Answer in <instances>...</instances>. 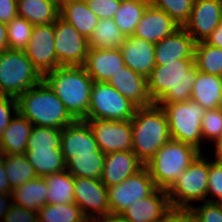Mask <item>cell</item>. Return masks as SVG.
<instances>
[{
	"mask_svg": "<svg viewBox=\"0 0 222 222\" xmlns=\"http://www.w3.org/2000/svg\"><path fill=\"white\" fill-rule=\"evenodd\" d=\"M222 0H194L192 12L183 28L194 41H205L219 26Z\"/></svg>",
	"mask_w": 222,
	"mask_h": 222,
	"instance_id": "9a60e30c",
	"label": "cell"
},
{
	"mask_svg": "<svg viewBox=\"0 0 222 222\" xmlns=\"http://www.w3.org/2000/svg\"><path fill=\"white\" fill-rule=\"evenodd\" d=\"M34 26L25 18L15 17L7 24L9 49L25 50L30 41Z\"/></svg>",
	"mask_w": 222,
	"mask_h": 222,
	"instance_id": "8d00e7d4",
	"label": "cell"
},
{
	"mask_svg": "<svg viewBox=\"0 0 222 222\" xmlns=\"http://www.w3.org/2000/svg\"><path fill=\"white\" fill-rule=\"evenodd\" d=\"M194 59H178L156 65L147 79V89L154 104L186 102L197 75Z\"/></svg>",
	"mask_w": 222,
	"mask_h": 222,
	"instance_id": "6da1fadb",
	"label": "cell"
},
{
	"mask_svg": "<svg viewBox=\"0 0 222 222\" xmlns=\"http://www.w3.org/2000/svg\"><path fill=\"white\" fill-rule=\"evenodd\" d=\"M12 111L14 115L18 113L17 99L0 95V136L14 118Z\"/></svg>",
	"mask_w": 222,
	"mask_h": 222,
	"instance_id": "ee69618b",
	"label": "cell"
},
{
	"mask_svg": "<svg viewBox=\"0 0 222 222\" xmlns=\"http://www.w3.org/2000/svg\"><path fill=\"white\" fill-rule=\"evenodd\" d=\"M159 222H194V218L189 209L171 208Z\"/></svg>",
	"mask_w": 222,
	"mask_h": 222,
	"instance_id": "7dc6e473",
	"label": "cell"
},
{
	"mask_svg": "<svg viewBox=\"0 0 222 222\" xmlns=\"http://www.w3.org/2000/svg\"><path fill=\"white\" fill-rule=\"evenodd\" d=\"M12 204V193H0V222H2L1 220L4 219V216L10 210Z\"/></svg>",
	"mask_w": 222,
	"mask_h": 222,
	"instance_id": "681fc988",
	"label": "cell"
},
{
	"mask_svg": "<svg viewBox=\"0 0 222 222\" xmlns=\"http://www.w3.org/2000/svg\"><path fill=\"white\" fill-rule=\"evenodd\" d=\"M95 137L99 149L104 153L132 150L131 120L83 119Z\"/></svg>",
	"mask_w": 222,
	"mask_h": 222,
	"instance_id": "7c38bea8",
	"label": "cell"
},
{
	"mask_svg": "<svg viewBox=\"0 0 222 222\" xmlns=\"http://www.w3.org/2000/svg\"><path fill=\"white\" fill-rule=\"evenodd\" d=\"M2 222H38V213L13 203Z\"/></svg>",
	"mask_w": 222,
	"mask_h": 222,
	"instance_id": "f6af8a7d",
	"label": "cell"
},
{
	"mask_svg": "<svg viewBox=\"0 0 222 222\" xmlns=\"http://www.w3.org/2000/svg\"><path fill=\"white\" fill-rule=\"evenodd\" d=\"M167 190L156 189L121 214L128 222H159L171 209Z\"/></svg>",
	"mask_w": 222,
	"mask_h": 222,
	"instance_id": "ac0fdd59",
	"label": "cell"
},
{
	"mask_svg": "<svg viewBox=\"0 0 222 222\" xmlns=\"http://www.w3.org/2000/svg\"><path fill=\"white\" fill-rule=\"evenodd\" d=\"M157 105L166 114L171 139L193 145L202 151L201 120L206 109L192 99L186 102L157 103Z\"/></svg>",
	"mask_w": 222,
	"mask_h": 222,
	"instance_id": "52a82bcc",
	"label": "cell"
},
{
	"mask_svg": "<svg viewBox=\"0 0 222 222\" xmlns=\"http://www.w3.org/2000/svg\"><path fill=\"white\" fill-rule=\"evenodd\" d=\"M74 202L88 220L110 214L107 187L100 179L74 178Z\"/></svg>",
	"mask_w": 222,
	"mask_h": 222,
	"instance_id": "5bb4252c",
	"label": "cell"
},
{
	"mask_svg": "<svg viewBox=\"0 0 222 222\" xmlns=\"http://www.w3.org/2000/svg\"><path fill=\"white\" fill-rule=\"evenodd\" d=\"M107 83L138 107L154 104L148 93L147 79L127 66L120 68V71L112 75Z\"/></svg>",
	"mask_w": 222,
	"mask_h": 222,
	"instance_id": "603a6c76",
	"label": "cell"
},
{
	"mask_svg": "<svg viewBox=\"0 0 222 222\" xmlns=\"http://www.w3.org/2000/svg\"><path fill=\"white\" fill-rule=\"evenodd\" d=\"M38 213V222H86L80 207L74 203L45 204Z\"/></svg>",
	"mask_w": 222,
	"mask_h": 222,
	"instance_id": "d590c367",
	"label": "cell"
},
{
	"mask_svg": "<svg viewBox=\"0 0 222 222\" xmlns=\"http://www.w3.org/2000/svg\"><path fill=\"white\" fill-rule=\"evenodd\" d=\"M17 105L18 113L33 126L63 129L76 121L44 81L23 92Z\"/></svg>",
	"mask_w": 222,
	"mask_h": 222,
	"instance_id": "3957f363",
	"label": "cell"
},
{
	"mask_svg": "<svg viewBox=\"0 0 222 222\" xmlns=\"http://www.w3.org/2000/svg\"><path fill=\"white\" fill-rule=\"evenodd\" d=\"M220 23H222V5H221Z\"/></svg>",
	"mask_w": 222,
	"mask_h": 222,
	"instance_id": "11a10c76",
	"label": "cell"
},
{
	"mask_svg": "<svg viewBox=\"0 0 222 222\" xmlns=\"http://www.w3.org/2000/svg\"><path fill=\"white\" fill-rule=\"evenodd\" d=\"M60 17L71 24L87 39L93 33L99 18L88 7L85 0H60Z\"/></svg>",
	"mask_w": 222,
	"mask_h": 222,
	"instance_id": "cb8c5ba5",
	"label": "cell"
},
{
	"mask_svg": "<svg viewBox=\"0 0 222 222\" xmlns=\"http://www.w3.org/2000/svg\"><path fill=\"white\" fill-rule=\"evenodd\" d=\"M194 222H222V203L204 201L201 206L189 209Z\"/></svg>",
	"mask_w": 222,
	"mask_h": 222,
	"instance_id": "b9f144b4",
	"label": "cell"
},
{
	"mask_svg": "<svg viewBox=\"0 0 222 222\" xmlns=\"http://www.w3.org/2000/svg\"><path fill=\"white\" fill-rule=\"evenodd\" d=\"M9 49L7 38V24L0 22V52Z\"/></svg>",
	"mask_w": 222,
	"mask_h": 222,
	"instance_id": "f5cc1de1",
	"label": "cell"
},
{
	"mask_svg": "<svg viewBox=\"0 0 222 222\" xmlns=\"http://www.w3.org/2000/svg\"><path fill=\"white\" fill-rule=\"evenodd\" d=\"M43 81L23 50L0 52V95L18 98L23 92Z\"/></svg>",
	"mask_w": 222,
	"mask_h": 222,
	"instance_id": "8992f818",
	"label": "cell"
},
{
	"mask_svg": "<svg viewBox=\"0 0 222 222\" xmlns=\"http://www.w3.org/2000/svg\"><path fill=\"white\" fill-rule=\"evenodd\" d=\"M156 189L155 182L144 166L120 184L107 187L110 214L121 215L130 204L151 195Z\"/></svg>",
	"mask_w": 222,
	"mask_h": 222,
	"instance_id": "30bf717a",
	"label": "cell"
},
{
	"mask_svg": "<svg viewBox=\"0 0 222 222\" xmlns=\"http://www.w3.org/2000/svg\"><path fill=\"white\" fill-rule=\"evenodd\" d=\"M91 222H128L122 215L108 214L90 219Z\"/></svg>",
	"mask_w": 222,
	"mask_h": 222,
	"instance_id": "816d5d0a",
	"label": "cell"
},
{
	"mask_svg": "<svg viewBox=\"0 0 222 222\" xmlns=\"http://www.w3.org/2000/svg\"><path fill=\"white\" fill-rule=\"evenodd\" d=\"M205 42L211 46L222 48V23L206 38Z\"/></svg>",
	"mask_w": 222,
	"mask_h": 222,
	"instance_id": "f907efd6",
	"label": "cell"
},
{
	"mask_svg": "<svg viewBox=\"0 0 222 222\" xmlns=\"http://www.w3.org/2000/svg\"><path fill=\"white\" fill-rule=\"evenodd\" d=\"M179 28H181V26L167 13L150 3L132 36L156 44L163 38L174 34Z\"/></svg>",
	"mask_w": 222,
	"mask_h": 222,
	"instance_id": "e0dca14e",
	"label": "cell"
},
{
	"mask_svg": "<svg viewBox=\"0 0 222 222\" xmlns=\"http://www.w3.org/2000/svg\"><path fill=\"white\" fill-rule=\"evenodd\" d=\"M138 108L107 82H95L90 94V106L84 119L131 120Z\"/></svg>",
	"mask_w": 222,
	"mask_h": 222,
	"instance_id": "9c48e42d",
	"label": "cell"
},
{
	"mask_svg": "<svg viewBox=\"0 0 222 222\" xmlns=\"http://www.w3.org/2000/svg\"><path fill=\"white\" fill-rule=\"evenodd\" d=\"M48 187L44 177L27 181L26 183L12 190V201L31 211L38 212L47 204Z\"/></svg>",
	"mask_w": 222,
	"mask_h": 222,
	"instance_id": "83f0119b",
	"label": "cell"
},
{
	"mask_svg": "<svg viewBox=\"0 0 222 222\" xmlns=\"http://www.w3.org/2000/svg\"><path fill=\"white\" fill-rule=\"evenodd\" d=\"M24 51L42 76L60 67L54 47V23L34 26Z\"/></svg>",
	"mask_w": 222,
	"mask_h": 222,
	"instance_id": "4fadbf2b",
	"label": "cell"
},
{
	"mask_svg": "<svg viewBox=\"0 0 222 222\" xmlns=\"http://www.w3.org/2000/svg\"><path fill=\"white\" fill-rule=\"evenodd\" d=\"M0 193H12L7 172L4 168V153H0Z\"/></svg>",
	"mask_w": 222,
	"mask_h": 222,
	"instance_id": "c3c4849f",
	"label": "cell"
},
{
	"mask_svg": "<svg viewBox=\"0 0 222 222\" xmlns=\"http://www.w3.org/2000/svg\"><path fill=\"white\" fill-rule=\"evenodd\" d=\"M125 38L126 36L118 28L114 19H99L88 38V46L93 49L120 48Z\"/></svg>",
	"mask_w": 222,
	"mask_h": 222,
	"instance_id": "f546056e",
	"label": "cell"
},
{
	"mask_svg": "<svg viewBox=\"0 0 222 222\" xmlns=\"http://www.w3.org/2000/svg\"><path fill=\"white\" fill-rule=\"evenodd\" d=\"M195 44L194 39L181 27L155 44V64L165 65L178 59H194Z\"/></svg>",
	"mask_w": 222,
	"mask_h": 222,
	"instance_id": "44dd1931",
	"label": "cell"
},
{
	"mask_svg": "<svg viewBox=\"0 0 222 222\" xmlns=\"http://www.w3.org/2000/svg\"><path fill=\"white\" fill-rule=\"evenodd\" d=\"M150 0H129L120 4L114 21L124 36H132Z\"/></svg>",
	"mask_w": 222,
	"mask_h": 222,
	"instance_id": "d6a6232c",
	"label": "cell"
},
{
	"mask_svg": "<svg viewBox=\"0 0 222 222\" xmlns=\"http://www.w3.org/2000/svg\"><path fill=\"white\" fill-rule=\"evenodd\" d=\"M201 153L193 145L169 140L145 167L158 189L168 190Z\"/></svg>",
	"mask_w": 222,
	"mask_h": 222,
	"instance_id": "5b68a950",
	"label": "cell"
},
{
	"mask_svg": "<svg viewBox=\"0 0 222 222\" xmlns=\"http://www.w3.org/2000/svg\"><path fill=\"white\" fill-rule=\"evenodd\" d=\"M54 47L60 66H84L88 39L61 17L54 23Z\"/></svg>",
	"mask_w": 222,
	"mask_h": 222,
	"instance_id": "8fae6325",
	"label": "cell"
},
{
	"mask_svg": "<svg viewBox=\"0 0 222 222\" xmlns=\"http://www.w3.org/2000/svg\"><path fill=\"white\" fill-rule=\"evenodd\" d=\"M215 156L214 162L222 165V134L214 141Z\"/></svg>",
	"mask_w": 222,
	"mask_h": 222,
	"instance_id": "db71d44e",
	"label": "cell"
},
{
	"mask_svg": "<svg viewBox=\"0 0 222 222\" xmlns=\"http://www.w3.org/2000/svg\"><path fill=\"white\" fill-rule=\"evenodd\" d=\"M17 10L33 26L53 24L60 17V0H18Z\"/></svg>",
	"mask_w": 222,
	"mask_h": 222,
	"instance_id": "484cf974",
	"label": "cell"
},
{
	"mask_svg": "<svg viewBox=\"0 0 222 222\" xmlns=\"http://www.w3.org/2000/svg\"><path fill=\"white\" fill-rule=\"evenodd\" d=\"M117 1L120 2V3H123V2L129 1V0H117Z\"/></svg>",
	"mask_w": 222,
	"mask_h": 222,
	"instance_id": "9f6ffc18",
	"label": "cell"
},
{
	"mask_svg": "<svg viewBox=\"0 0 222 222\" xmlns=\"http://www.w3.org/2000/svg\"><path fill=\"white\" fill-rule=\"evenodd\" d=\"M131 126L132 151L144 165L165 143L171 140L166 114L157 104L138 107L131 119Z\"/></svg>",
	"mask_w": 222,
	"mask_h": 222,
	"instance_id": "277c9868",
	"label": "cell"
},
{
	"mask_svg": "<svg viewBox=\"0 0 222 222\" xmlns=\"http://www.w3.org/2000/svg\"><path fill=\"white\" fill-rule=\"evenodd\" d=\"M33 124L19 113L11 120L0 136L4 154H25Z\"/></svg>",
	"mask_w": 222,
	"mask_h": 222,
	"instance_id": "d4e9b609",
	"label": "cell"
},
{
	"mask_svg": "<svg viewBox=\"0 0 222 222\" xmlns=\"http://www.w3.org/2000/svg\"><path fill=\"white\" fill-rule=\"evenodd\" d=\"M61 132L59 128L33 126L26 150L60 148Z\"/></svg>",
	"mask_w": 222,
	"mask_h": 222,
	"instance_id": "74e56055",
	"label": "cell"
},
{
	"mask_svg": "<svg viewBox=\"0 0 222 222\" xmlns=\"http://www.w3.org/2000/svg\"><path fill=\"white\" fill-rule=\"evenodd\" d=\"M44 178L48 187L47 204L74 203V177L67 170Z\"/></svg>",
	"mask_w": 222,
	"mask_h": 222,
	"instance_id": "4dcf8cb0",
	"label": "cell"
},
{
	"mask_svg": "<svg viewBox=\"0 0 222 222\" xmlns=\"http://www.w3.org/2000/svg\"><path fill=\"white\" fill-rule=\"evenodd\" d=\"M25 156L38 177L66 170V163L60 148L29 149L25 151Z\"/></svg>",
	"mask_w": 222,
	"mask_h": 222,
	"instance_id": "f1b7e54d",
	"label": "cell"
},
{
	"mask_svg": "<svg viewBox=\"0 0 222 222\" xmlns=\"http://www.w3.org/2000/svg\"><path fill=\"white\" fill-rule=\"evenodd\" d=\"M144 166L132 150L108 153L105 154L100 180L106 187H111L120 184Z\"/></svg>",
	"mask_w": 222,
	"mask_h": 222,
	"instance_id": "d6986e66",
	"label": "cell"
},
{
	"mask_svg": "<svg viewBox=\"0 0 222 222\" xmlns=\"http://www.w3.org/2000/svg\"><path fill=\"white\" fill-rule=\"evenodd\" d=\"M201 133L202 139L208 142H214L222 134V107L206 110L201 120Z\"/></svg>",
	"mask_w": 222,
	"mask_h": 222,
	"instance_id": "ab89813d",
	"label": "cell"
},
{
	"mask_svg": "<svg viewBox=\"0 0 222 222\" xmlns=\"http://www.w3.org/2000/svg\"><path fill=\"white\" fill-rule=\"evenodd\" d=\"M60 149L66 163L73 156L93 155L99 147L89 124L76 120L62 129Z\"/></svg>",
	"mask_w": 222,
	"mask_h": 222,
	"instance_id": "2e32d148",
	"label": "cell"
},
{
	"mask_svg": "<svg viewBox=\"0 0 222 222\" xmlns=\"http://www.w3.org/2000/svg\"><path fill=\"white\" fill-rule=\"evenodd\" d=\"M194 0H150V3L167 13L181 27L188 21Z\"/></svg>",
	"mask_w": 222,
	"mask_h": 222,
	"instance_id": "f35d334b",
	"label": "cell"
},
{
	"mask_svg": "<svg viewBox=\"0 0 222 222\" xmlns=\"http://www.w3.org/2000/svg\"><path fill=\"white\" fill-rule=\"evenodd\" d=\"M105 154L99 149L93 155L73 156L66 162V170L74 177L100 179Z\"/></svg>",
	"mask_w": 222,
	"mask_h": 222,
	"instance_id": "1f68e13d",
	"label": "cell"
},
{
	"mask_svg": "<svg viewBox=\"0 0 222 222\" xmlns=\"http://www.w3.org/2000/svg\"><path fill=\"white\" fill-rule=\"evenodd\" d=\"M191 99L206 110L222 107V77L198 71Z\"/></svg>",
	"mask_w": 222,
	"mask_h": 222,
	"instance_id": "4316f807",
	"label": "cell"
},
{
	"mask_svg": "<svg viewBox=\"0 0 222 222\" xmlns=\"http://www.w3.org/2000/svg\"><path fill=\"white\" fill-rule=\"evenodd\" d=\"M90 10L96 14L99 19H113L120 2L117 0H85Z\"/></svg>",
	"mask_w": 222,
	"mask_h": 222,
	"instance_id": "7bdbcfd3",
	"label": "cell"
},
{
	"mask_svg": "<svg viewBox=\"0 0 222 222\" xmlns=\"http://www.w3.org/2000/svg\"><path fill=\"white\" fill-rule=\"evenodd\" d=\"M43 81L76 120L87 116L94 80L84 66H60L45 74Z\"/></svg>",
	"mask_w": 222,
	"mask_h": 222,
	"instance_id": "7a4b0ae2",
	"label": "cell"
},
{
	"mask_svg": "<svg viewBox=\"0 0 222 222\" xmlns=\"http://www.w3.org/2000/svg\"><path fill=\"white\" fill-rule=\"evenodd\" d=\"M209 157L201 152L167 190L173 209H190L191 201H206Z\"/></svg>",
	"mask_w": 222,
	"mask_h": 222,
	"instance_id": "ba28073f",
	"label": "cell"
},
{
	"mask_svg": "<svg viewBox=\"0 0 222 222\" xmlns=\"http://www.w3.org/2000/svg\"><path fill=\"white\" fill-rule=\"evenodd\" d=\"M210 159L206 201L222 203V165L214 162L212 157ZM210 194L213 196L212 199L207 198Z\"/></svg>",
	"mask_w": 222,
	"mask_h": 222,
	"instance_id": "60d3db41",
	"label": "cell"
},
{
	"mask_svg": "<svg viewBox=\"0 0 222 222\" xmlns=\"http://www.w3.org/2000/svg\"><path fill=\"white\" fill-rule=\"evenodd\" d=\"M194 65L201 73L222 77V48L211 46L205 41L197 42Z\"/></svg>",
	"mask_w": 222,
	"mask_h": 222,
	"instance_id": "836d02e7",
	"label": "cell"
},
{
	"mask_svg": "<svg viewBox=\"0 0 222 222\" xmlns=\"http://www.w3.org/2000/svg\"><path fill=\"white\" fill-rule=\"evenodd\" d=\"M4 168L12 190L38 177L25 154H4Z\"/></svg>",
	"mask_w": 222,
	"mask_h": 222,
	"instance_id": "e575fe53",
	"label": "cell"
},
{
	"mask_svg": "<svg viewBox=\"0 0 222 222\" xmlns=\"http://www.w3.org/2000/svg\"><path fill=\"white\" fill-rule=\"evenodd\" d=\"M125 66L147 78L155 64V44L147 40L128 36L120 46Z\"/></svg>",
	"mask_w": 222,
	"mask_h": 222,
	"instance_id": "ffe728a7",
	"label": "cell"
},
{
	"mask_svg": "<svg viewBox=\"0 0 222 222\" xmlns=\"http://www.w3.org/2000/svg\"><path fill=\"white\" fill-rule=\"evenodd\" d=\"M18 16L16 0H0V22L8 24Z\"/></svg>",
	"mask_w": 222,
	"mask_h": 222,
	"instance_id": "bcb514c9",
	"label": "cell"
},
{
	"mask_svg": "<svg viewBox=\"0 0 222 222\" xmlns=\"http://www.w3.org/2000/svg\"><path fill=\"white\" fill-rule=\"evenodd\" d=\"M125 66L119 48H89L84 67L95 82H108L120 68Z\"/></svg>",
	"mask_w": 222,
	"mask_h": 222,
	"instance_id": "7402d4cb",
	"label": "cell"
}]
</instances>
